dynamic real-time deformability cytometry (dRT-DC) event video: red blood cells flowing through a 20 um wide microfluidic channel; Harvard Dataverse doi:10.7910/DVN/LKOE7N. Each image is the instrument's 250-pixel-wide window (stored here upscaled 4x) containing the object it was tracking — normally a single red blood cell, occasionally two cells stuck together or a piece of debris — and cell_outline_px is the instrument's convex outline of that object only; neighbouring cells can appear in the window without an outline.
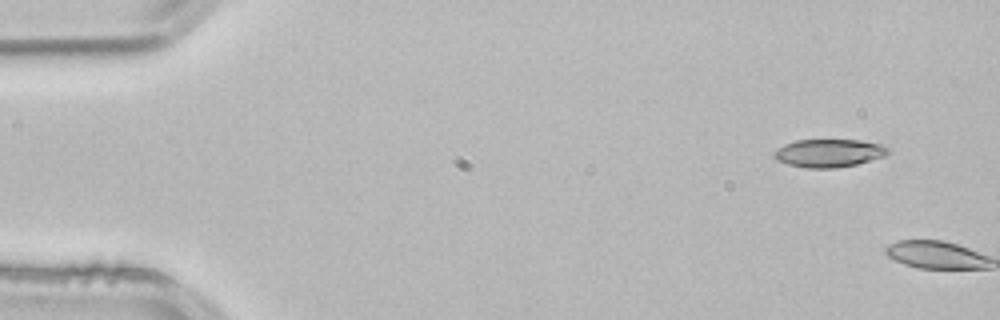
{"species": "common noctule bat (a hibernating species)", "species_latin": "Nyctalus noctula", "temperature_condition": "room temperature", "stored_images_in_passage": 5, "camera_frame_rate_fps": 3000, "um_per_image_px": 0.085, "animal": {"sex": "male", "body_mass_g": 21.5, "forearm_length_mm": 52.0}, "frame": {"image": 1, "passage_image": 1, "time_ms": 0.0, "image_size_px": [1000, 320], "cell_outline_px": [[888, 152], [884, 156], [856, 164], [836, 168], [808, 168], [788, 164], [776, 160], [772, 156], [772, 152], [784, 144], [796, 140], [860, 140], [880, 144], [888, 148]], "centroid_in_image_um": [70.4, 13.01], "position_along_channel_um": 14.6, "area_um2": 18.55}}